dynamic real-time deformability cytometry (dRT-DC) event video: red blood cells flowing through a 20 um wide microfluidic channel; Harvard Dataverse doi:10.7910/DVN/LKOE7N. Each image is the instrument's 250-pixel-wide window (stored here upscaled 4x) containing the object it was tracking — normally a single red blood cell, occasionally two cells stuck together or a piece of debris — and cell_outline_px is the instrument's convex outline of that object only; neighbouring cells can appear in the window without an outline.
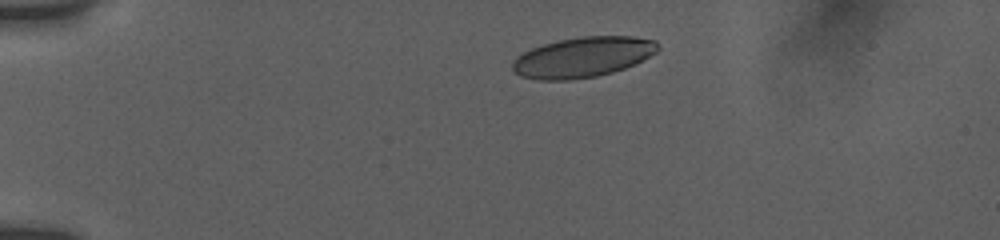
{"species": "human", "species_latin": "Homo sapiens", "temperature_condition": "room temperature", "stored_images_in_passage": 5, "camera_frame_rate_fps": 3000, "um_per_image_px": 0.085, "donor": {"sex": "female"}, "frame": {"image": 1, "passage_image": 2, "time_ms": 1.0, "image_size_px": [1000, 240], "cell_outline_px": [[660, 48], [656, 52], [624, 68], [612, 72], [596, 76], [568, 80], [536, 80], [520, 76], [512, 68], [512, 60], [516, 56], [532, 48], [544, 44], [560, 40], [580, 36], [632, 36], [656, 40], [660, 44]], "centroid_in_image_um": [49.52, 4.85], "position_along_channel_um": 35.5, "area_um2": 34.04}}
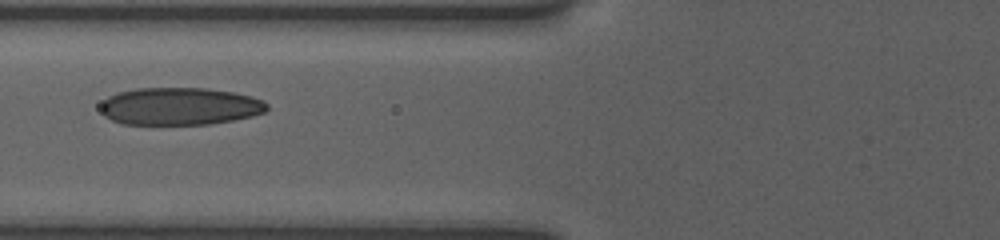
{"frame": {"image": 2, "passage_image": 5, "time_ms": 4.667, "image_size_px": [1000, 240], "cell_outline_px": [[268, 108], [264, 112], [252, 116], [232, 120], [208, 124], [124, 124], [112, 120], [104, 116], [100, 108], [100, 104], [108, 96], [116, 92], [136, 88], [208, 88], [232, 92], [252, 96], [264, 100], [268, 104]], "centroid_in_image_um": [15.27, 9.02], "position_along_channel_um": 110.5, "area_um2": 36.53}}